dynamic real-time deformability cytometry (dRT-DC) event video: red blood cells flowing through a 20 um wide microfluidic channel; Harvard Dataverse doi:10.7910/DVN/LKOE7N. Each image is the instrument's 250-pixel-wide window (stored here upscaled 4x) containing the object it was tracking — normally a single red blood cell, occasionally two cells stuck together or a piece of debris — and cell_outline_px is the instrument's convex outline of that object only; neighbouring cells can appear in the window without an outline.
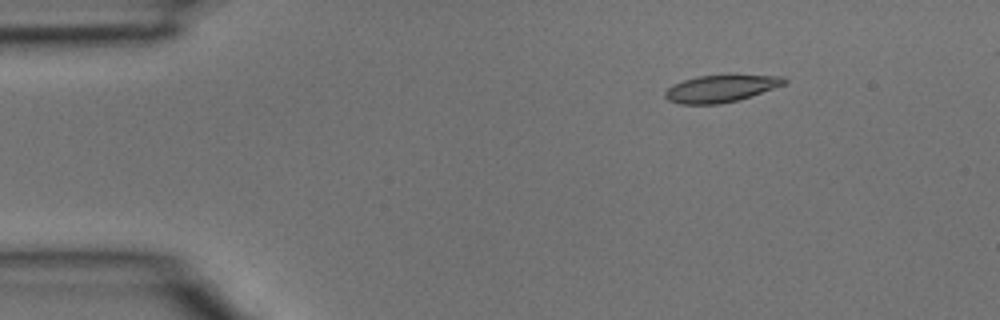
{"species": "common noctule bat (a hibernating species)", "species_latin": "Nyctalus noctula", "temperature_condition": "room temperature", "stored_images_in_passage": 4, "camera_frame_rate_fps": 3000, "um_per_image_px": 0.085, "animal": {"sex": "male", "body_mass_g": 15.6}, "frame": {"image": 1, "passage_image": 2, "time_ms": 0.333, "image_size_px": [1000, 320], "cell_outline_px": [[788, 84], [736, 100], [720, 104], [680, 104], [668, 100], [664, 96], [664, 92], [672, 84], [684, 80], [700, 76], [784, 76], [788, 80]], "centroid_in_image_um": [61.26, 7.54], "position_along_channel_um": 23.7, "area_um2": 18.5}}
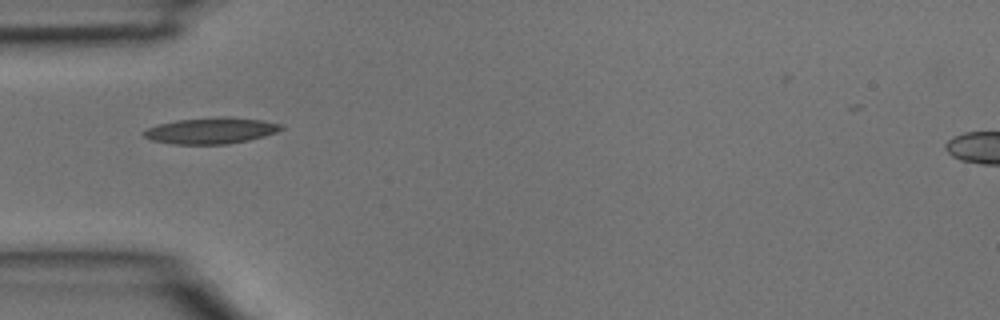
{"frame": {"image": 2, "passage_image": 4, "time_ms": 1.0, "image_size_px": [1000, 320], "cell_outline_px": [[284, 128], [276, 132], [264, 136], [248, 140], [224, 144], [172, 144], [152, 140], [144, 136], [140, 132], [148, 128], [160, 124], [176, 120], [220, 116], [232, 116], [260, 120], [280, 124]], "centroid_in_image_um": [17.92, 11.09], "position_along_channel_um": 67.1, "area_um2": 20.92}}